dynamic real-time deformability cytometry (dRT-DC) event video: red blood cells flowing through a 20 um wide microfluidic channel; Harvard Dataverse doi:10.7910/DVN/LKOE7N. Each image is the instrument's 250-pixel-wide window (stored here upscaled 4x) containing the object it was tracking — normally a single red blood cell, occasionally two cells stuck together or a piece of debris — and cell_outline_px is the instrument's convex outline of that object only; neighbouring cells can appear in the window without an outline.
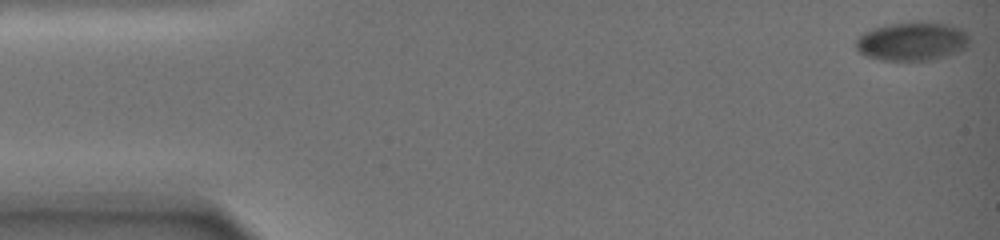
{"species": "common noctule bat (a hibernating species)", "species_latin": "Nyctalus noctula", "temperature_condition": "warm", "stored_images_in_passage": 10, "camera_frame_rate_fps": 3000, "um_per_image_px": 0.085, "animal": {"sex": "female", "body_mass_g": 19.0, "forearm_length_mm": 51.5}, "frame": {"image": 1, "passage_image": 1, "time_ms": 0.0, "image_size_px": [1000, 240], "cell_outline_px": [[972, 40], [968, 48], [932, 60], [880, 60], [868, 56], [860, 52], [856, 48], [856, 40], [864, 32], [872, 28], [888, 24], [916, 20], [920, 20], [948, 24], [960, 28]], "centroid_in_image_um": [77.57, 3.49], "position_along_channel_um": 7.4, "area_um2": 25.95}}
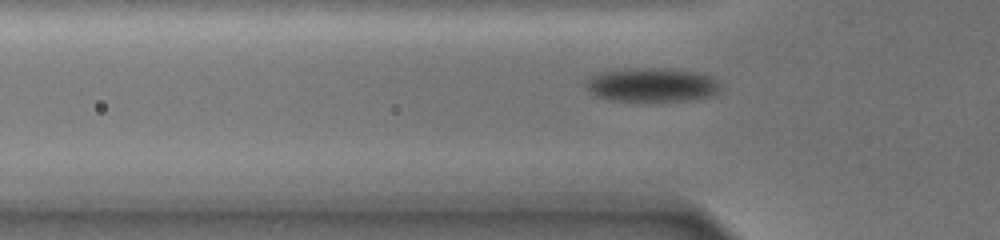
{"frame": {"image": 2, "passage_image": 10, "time_ms": 6.333, "image_size_px": [1000, 240], "cell_outline_px": [[720, 88], [716, 96], [688, 100], [612, 100], [596, 96], [588, 92], [584, 88], [584, 80], [600, 72], [636, 68], [648, 68], [700, 72], [712, 76], [720, 84]], "centroid_in_image_um": [55.41, 7.21], "position_along_channel_um": 70.4, "area_um2": 26.53}}